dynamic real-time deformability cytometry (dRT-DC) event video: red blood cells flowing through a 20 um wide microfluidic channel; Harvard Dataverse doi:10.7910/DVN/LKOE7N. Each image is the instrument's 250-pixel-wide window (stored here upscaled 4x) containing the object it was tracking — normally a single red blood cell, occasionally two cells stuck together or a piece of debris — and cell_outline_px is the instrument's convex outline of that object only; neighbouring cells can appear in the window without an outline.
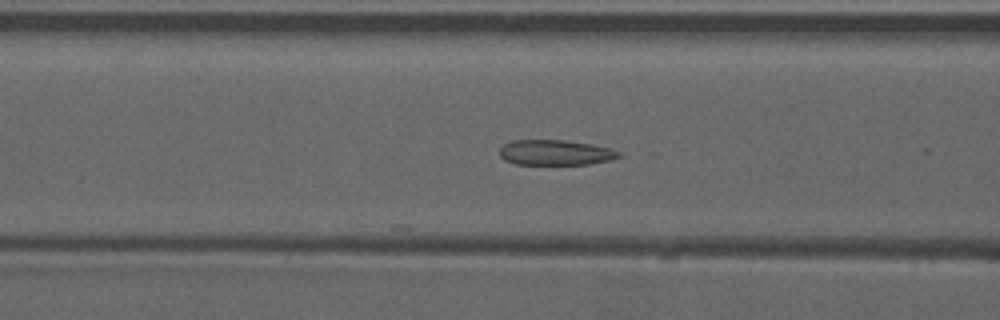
{"species": "common noctule bat (a hibernating species)", "species_latin": "Nyctalus noctula", "temperature_condition": "warm", "stored_images_in_passage": 53, "camera_frame_rate_fps": 3000, "um_per_image_px": 0.085, "animal": {"sex": "male", "forearm_length_mm": 52.5}, "frame": {"image": 1, "passage_image": 22, "time_ms": 7.0, "image_size_px": [1000, 320], "cell_outline_px": [[620, 156], [608, 160], [588, 164], [516, 164], [504, 160], [500, 156], [500, 148], [504, 144], [512, 140], [564, 140], [592, 144], [608, 148], [620, 152]], "centroid_in_image_um": [47.16, 12.96], "position_along_channel_um": 119.4, "area_um2": 17.4}}
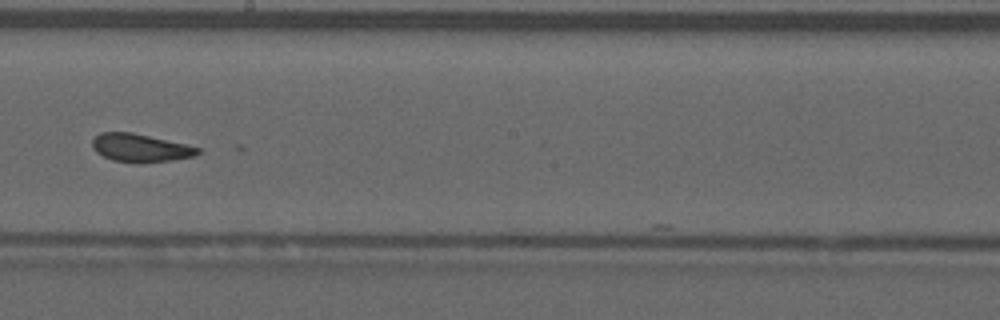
{"frame": {"image": 2, "passage_image": 31, "time_ms": 10.0, "image_size_px": [1000, 320], "cell_outline_px": [[200, 152], [192, 156], [172, 160], [112, 160], [96, 152], [92, 148], [92, 140], [100, 132], [132, 132], [184, 144], [200, 148]], "centroid_in_image_um": [11.88, 12.52], "position_along_channel_um": 236.3, "area_um2": 16.36}}
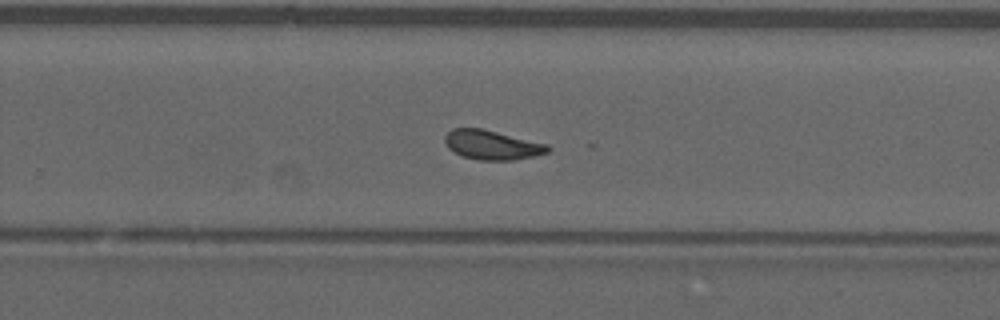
{"frame": {"image": 3, "passage_image": 35, "time_ms": 11.333, "image_size_px": [1000, 320], "cell_outline_px": [[552, 148], [548, 152], [536, 156], [512, 160], [480, 160], [464, 156], [448, 148], [444, 140], [444, 136], [452, 128], [480, 128], [548, 144]], "centroid_in_image_um": [41.84, 12.32], "position_along_channel_um": 288.0, "area_um2": 17.51}}